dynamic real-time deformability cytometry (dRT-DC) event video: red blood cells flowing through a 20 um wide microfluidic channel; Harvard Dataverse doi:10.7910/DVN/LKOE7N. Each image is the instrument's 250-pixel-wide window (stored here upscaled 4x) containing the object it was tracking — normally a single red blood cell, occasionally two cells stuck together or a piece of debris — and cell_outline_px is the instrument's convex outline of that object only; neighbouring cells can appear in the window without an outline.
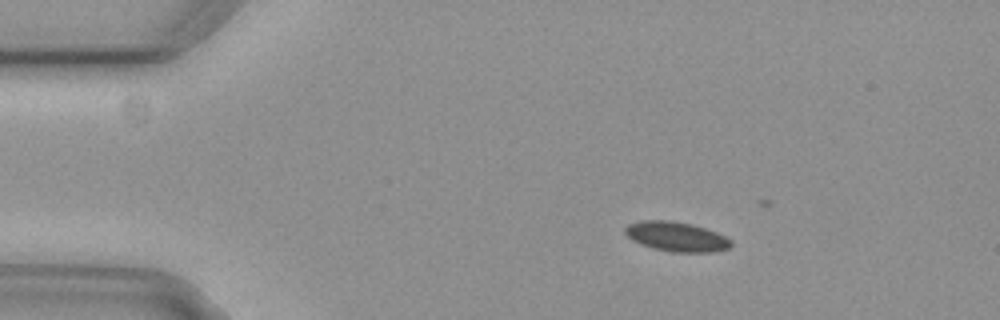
{"species": "common noctule bat (a hibernating species)", "species_latin": "Nyctalus noctula", "temperature_condition": "cold", "stored_images_in_passage": 17, "camera_frame_rate_fps": 3000, "um_per_image_px": 0.085, "animal": {"sex": "female", "body_mass_g": 29.2, "forearm_length_mm": 56.3}, "frame": {"image": 1, "passage_image": 10, "time_ms": 3.0, "image_size_px": [1000, 320], "cell_outline_px": [[732, 244], [728, 248], [712, 252], [672, 252], [652, 248], [640, 244], [632, 240], [624, 232], [624, 228], [628, 224], [640, 220], [672, 220], [692, 224], [716, 232], [732, 240]], "centroid_in_image_um": [57.46, 20.1], "position_along_channel_um": 27.5, "area_um2": 18.38}}